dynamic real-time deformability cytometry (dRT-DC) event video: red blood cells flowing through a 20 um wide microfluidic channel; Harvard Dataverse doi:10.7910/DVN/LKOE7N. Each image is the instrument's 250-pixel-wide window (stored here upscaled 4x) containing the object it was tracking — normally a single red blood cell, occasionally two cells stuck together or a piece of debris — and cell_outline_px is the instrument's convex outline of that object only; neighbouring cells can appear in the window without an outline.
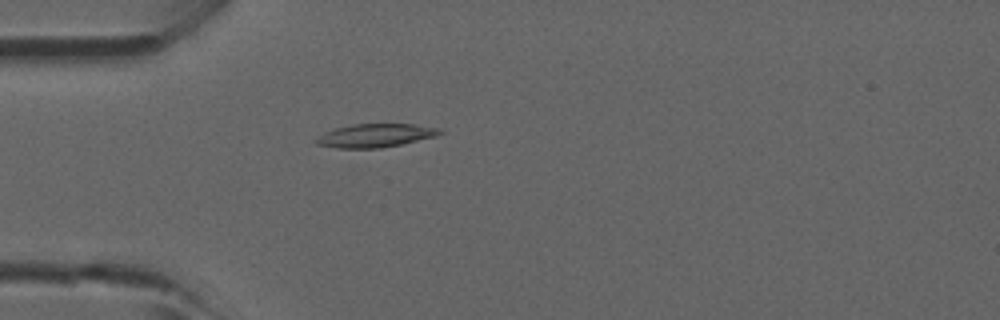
{"species": "common noctule bat (a hibernating species)", "species_latin": "Nyctalus noctula", "temperature_condition": "room temperature", "stored_images_in_passage": 41, "camera_frame_rate_fps": 3000, "um_per_image_px": 0.085, "animal": {"sex": "male", "forearm_length_mm": 52.5}, "frame": {"image": 1, "passage_image": 8, "time_ms": 2.333, "image_size_px": [1000, 320], "cell_outline_px": [[444, 132], [436, 136], [400, 144], [380, 148], [336, 148], [316, 144], [316, 140], [324, 132], [336, 128], [352, 124], [412, 124], [440, 128]], "centroid_in_image_um": [31.92, 11.51], "position_along_channel_um": 53.1, "area_um2": 16.7}}
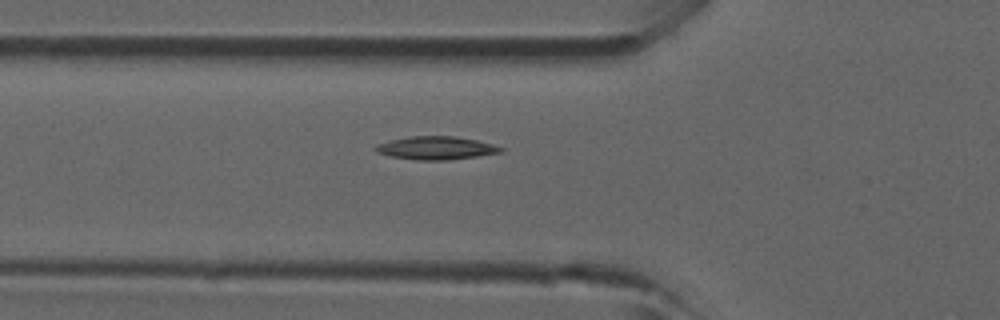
{"frame": {"image": 2, "passage_image": 11, "time_ms": 3.333, "image_size_px": [1000, 320], "cell_outline_px": [[504, 152], [448, 160], [416, 160], [388, 156], [376, 152], [372, 148], [376, 144], [392, 140], [412, 136], [456, 136], [476, 140], [492, 144], [504, 148]], "centroid_in_image_um": [37.04, 12.58], "position_along_channel_um": 88.8, "area_um2": 16.94}}
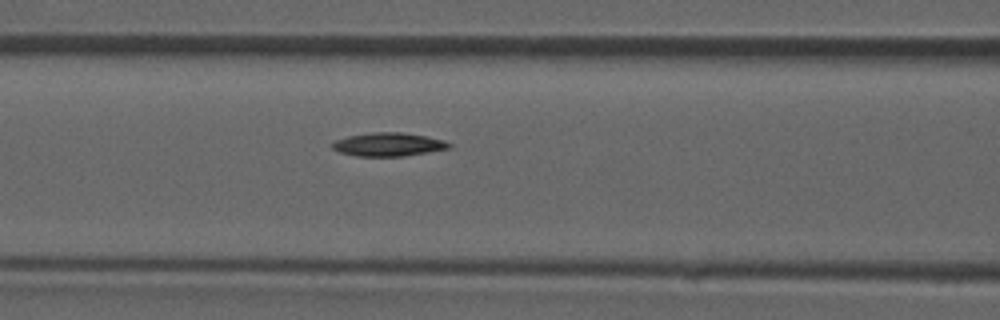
{"frame": {"image": 3, "passage_image": 14, "time_ms": 4.333, "image_size_px": [1000, 320], "cell_outline_px": [[452, 148], [404, 156], [356, 156], [340, 152], [332, 148], [332, 144], [336, 140], [348, 136], [372, 132], [404, 132], [444, 140], [452, 144]], "centroid_in_image_um": [33.04, 12.28], "position_along_channel_um": 133.6, "area_um2": 15.95}}